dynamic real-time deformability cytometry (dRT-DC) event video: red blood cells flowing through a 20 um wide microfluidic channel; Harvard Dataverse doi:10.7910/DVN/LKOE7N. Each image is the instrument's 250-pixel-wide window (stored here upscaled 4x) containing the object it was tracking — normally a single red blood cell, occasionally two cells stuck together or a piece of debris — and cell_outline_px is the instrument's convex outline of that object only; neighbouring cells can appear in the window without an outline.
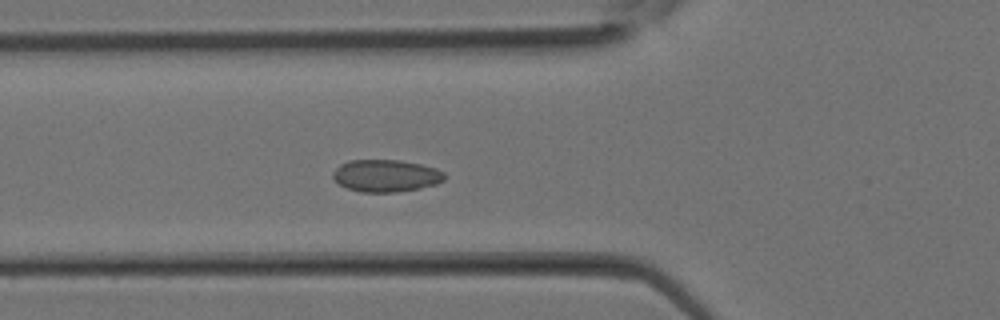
{"species": "Egyptian fruit bat (a non-hibernating species)", "species_latin": "Rousettus aegyptiacus", "temperature_condition": "room temperature", "stored_images_in_passage": 33, "segment_of_instrument_passage": [1, 2], "camera_frame_rate_fps": 3000, "um_per_image_px": 0.085, "animal": {"sex": "female"}, "frame": {"image": 1, "passage_image": 12, "time_ms": 3.667, "image_size_px": [1000, 320], "cell_outline_px": [[448, 176], [444, 180], [436, 184], [420, 188], [396, 192], [360, 192], [348, 188], [340, 184], [332, 176], [332, 172], [340, 164], [348, 160], [400, 160], [420, 164], [436, 168], [444, 172]], "centroid_in_image_um": [32.82, 14.93], "position_along_channel_um": 93.0, "area_um2": 21.04}}
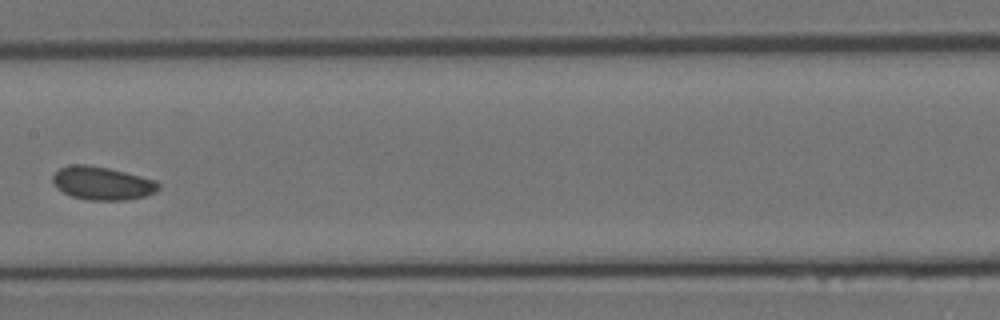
{"frame": {"image": 2, "passage_image": 17, "time_ms": 5.333, "image_size_px": [1000, 320], "cell_outline_px": [[160, 188], [156, 192], [144, 196], [124, 200], [88, 200], [72, 196], [64, 192], [52, 184], [52, 176], [60, 168], [68, 164], [88, 164], [108, 168], [156, 180], [160, 184]], "centroid_in_image_um": [8.67, 15.57], "position_along_channel_um": 198.7, "area_um2": 20.52}}
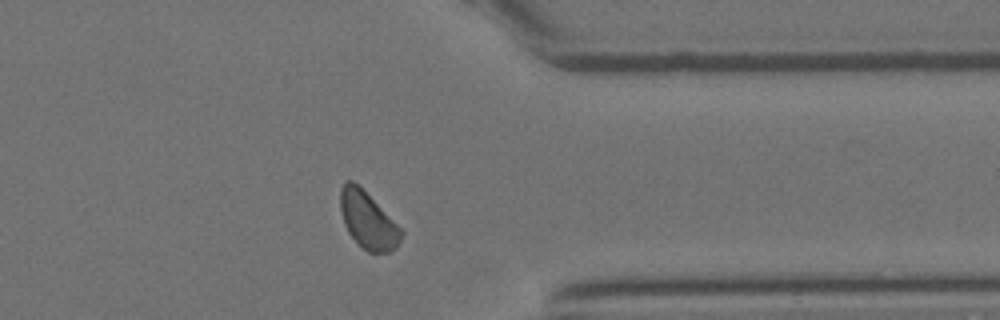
{"frame": {"image": 3, "passage_image": 26, "time_ms": 8.333, "image_size_px": [1000, 320], "cell_outline_px": [[404, 232], [396, 248], [388, 252], [368, 252], [360, 248], [356, 244], [348, 232], [344, 224], [340, 208], [340, 188], [348, 180], [352, 180]], "centroid_in_image_um": [31.23, 18.78], "position_along_channel_um": 380.2, "area_um2": 19.65}}